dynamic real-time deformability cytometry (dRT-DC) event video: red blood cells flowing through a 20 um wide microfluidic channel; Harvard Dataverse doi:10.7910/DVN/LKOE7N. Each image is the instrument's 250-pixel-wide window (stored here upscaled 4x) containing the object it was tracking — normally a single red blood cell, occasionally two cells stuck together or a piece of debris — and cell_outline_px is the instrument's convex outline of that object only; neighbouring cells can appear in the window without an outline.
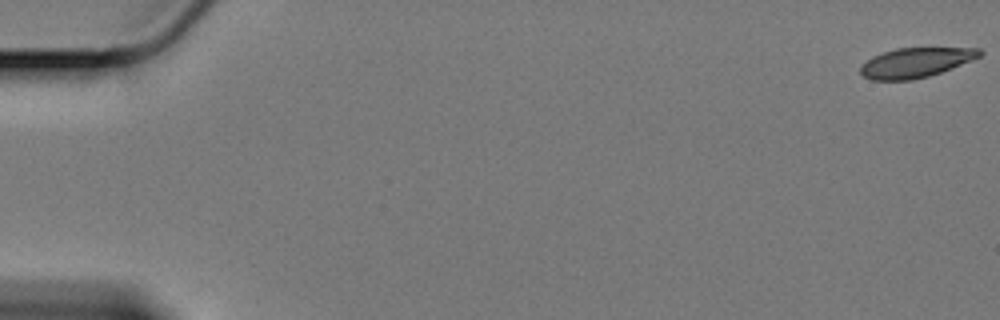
{"species": "Egyptian fruit bat (a non-hibernating species)", "species_latin": "Rousettus aegyptiacus", "temperature_condition": "cold", "stored_images_in_passage": 61, "camera_frame_rate_fps": 3000, "um_per_image_px": 0.085, "animal": {"sex": "female"}, "frame": {"image": 1, "passage_image": 1, "time_ms": 0.0, "image_size_px": [1000, 320], "cell_outline_px": [[984, 52], [980, 56], [952, 68], [928, 76], [912, 80], [872, 80], [864, 76], [860, 72], [860, 68], [872, 56], [896, 48], [980, 48]], "centroid_in_image_um": [77.84, 5.32], "position_along_channel_um": 7.2, "area_um2": 20.4}}
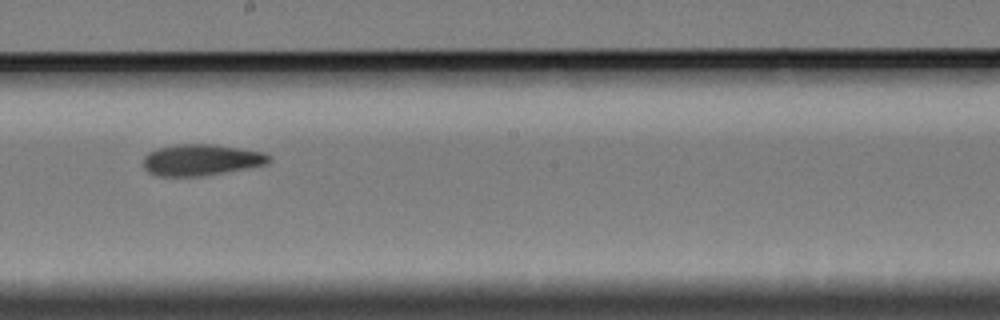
{"frame": {"image": 2, "passage_image": 35, "time_ms": 11.333, "image_size_px": [1000, 320], "cell_outline_px": [[272, 160], [268, 164], [224, 172], [200, 176], [156, 176], [148, 172], [144, 168], [144, 156], [148, 152], [156, 148], [176, 144], [216, 144], [264, 152], [272, 156]], "centroid_in_image_um": [17.11, 13.58], "position_along_channel_um": 231.1, "area_um2": 23.12}}
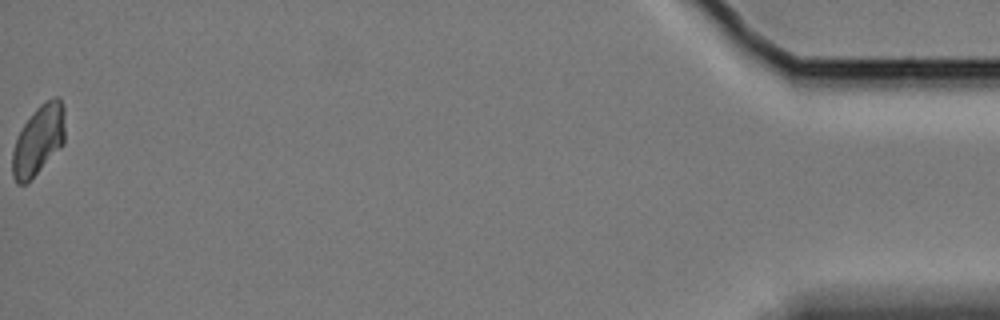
{"frame": {"image": 3, "passage_image": 61, "time_ms": 20.0, "image_size_px": [1000, 320], "cell_outline_px": [[64, 144], [24, 184], [16, 184], [12, 176], [12, 152], [16, 140], [24, 124], [36, 108], [40, 104], [56, 96], [60, 96], [64, 108]], "centroid_in_image_um": [3.27, 11.88], "position_along_channel_um": 431.9, "area_um2": 20.98}, "authors_computed_cell_mechanics": {"area_um2": 22.542, "velocity_mm_per_s": 3.3658, "shape_relaxation_time_tau1_ms": null, "shape_relaxation_time_tau2_ms": 4.3025, "deformation_change_tau1": null, "deformation_change_tau2": 0.0849}}